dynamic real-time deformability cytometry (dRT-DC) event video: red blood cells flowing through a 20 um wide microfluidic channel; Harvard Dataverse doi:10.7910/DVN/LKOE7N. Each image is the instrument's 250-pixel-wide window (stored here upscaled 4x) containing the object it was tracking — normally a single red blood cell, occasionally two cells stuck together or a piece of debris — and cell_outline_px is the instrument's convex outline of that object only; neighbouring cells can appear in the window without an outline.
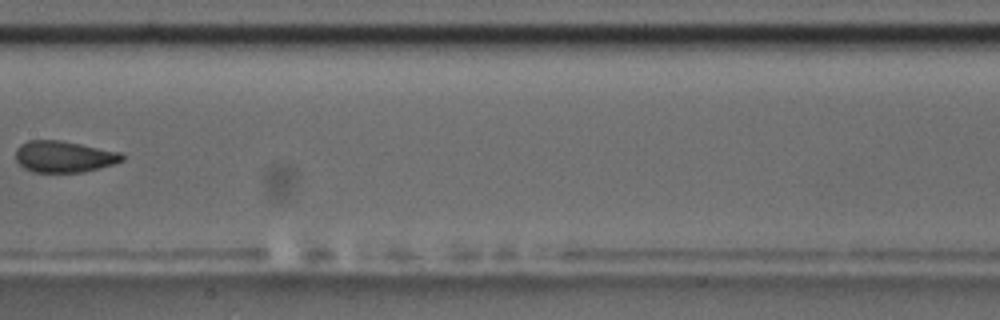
{"species": "common noctule bat (a hibernating species)", "species_latin": "Nyctalus noctula", "temperature_condition": "room temperature", "stored_images_in_passage": 10, "camera_frame_rate_fps": 3000, "um_per_image_px": 0.085, "animal": {"sex": "male", "body_mass_g": 17.5, "forearm_length_mm": 52.3}, "frame": {"image": 1, "passage_image": 9, "time_ms": 9.333, "image_size_px": [1000, 320], "cell_outline_px": [[124, 160], [100, 168], [84, 172], [32, 172], [24, 168], [16, 160], [16, 148], [20, 144], [28, 140], [60, 140], [120, 152], [124, 156]], "centroid_in_image_um": [5.41, 13.31], "position_along_channel_um": 202.0, "area_um2": 19.48}}
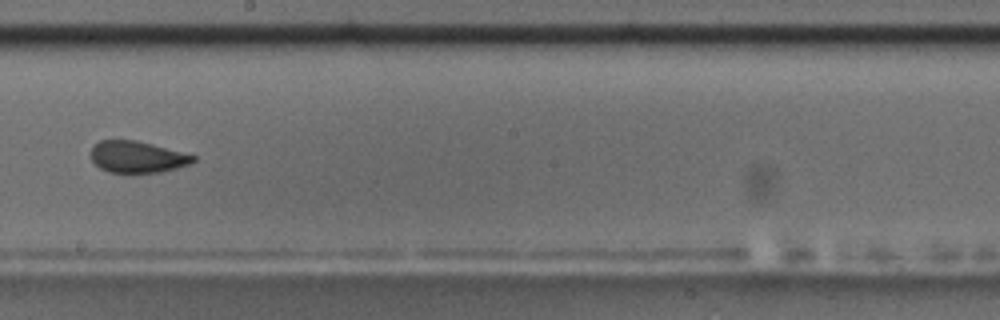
{"frame": {"image": 2, "passage_image": 10, "time_ms": 10.333, "image_size_px": [1000, 320], "cell_outline_px": [[196, 160], [192, 164], [160, 172], [108, 172], [100, 168], [92, 160], [88, 152], [100, 140], [136, 140], [152, 144], [196, 156]], "centroid_in_image_um": [11.65, 13.33], "position_along_channel_um": 236.5, "area_um2": 18.79}}